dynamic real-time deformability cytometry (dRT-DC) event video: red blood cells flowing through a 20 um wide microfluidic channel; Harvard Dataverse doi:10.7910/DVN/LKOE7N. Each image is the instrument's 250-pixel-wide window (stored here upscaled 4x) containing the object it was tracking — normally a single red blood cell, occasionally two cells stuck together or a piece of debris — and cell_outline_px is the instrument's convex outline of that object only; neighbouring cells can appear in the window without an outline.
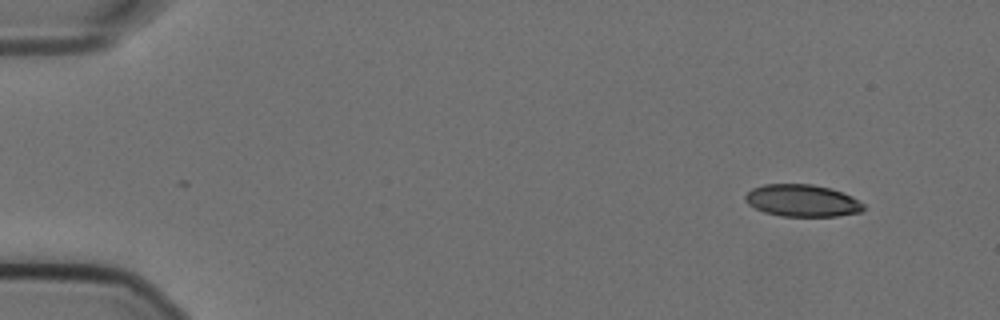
{"species": "Egyptian fruit bat (a non-hibernating species)", "species_latin": "Rousettus aegyptiacus", "temperature_condition": "cold", "stored_images_in_passage": 53, "camera_frame_rate_fps": 3000, "um_per_image_px": 0.085, "animal": {"sex": "female"}, "frame": {"image": 1, "passage_image": 1, "time_ms": 0.0, "image_size_px": [1000, 320], "cell_outline_px": [[864, 208], [860, 212], [836, 216], [780, 216], [764, 212], [748, 204], [744, 200], [744, 196], [752, 188], [764, 184], [812, 184], [832, 188], [852, 196], [864, 204]], "centroid_in_image_um": [68.18, 17.04], "position_along_channel_um": 16.8, "area_um2": 22.2}}
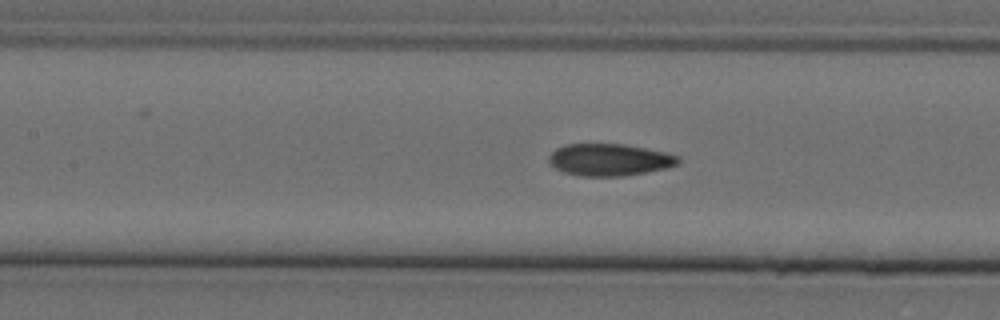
{"frame": {"image": 2, "passage_image": 22, "time_ms": 7.0, "image_size_px": [1000, 320], "cell_outline_px": [[680, 160], [676, 164], [664, 168], [644, 172], [620, 176], [580, 176], [564, 172], [556, 168], [548, 160], [548, 156], [556, 148], [564, 144], [624, 144], [664, 152], [680, 156]], "centroid_in_image_um": [51.76, 13.57], "position_along_channel_um": 155.6, "area_um2": 23.87}}
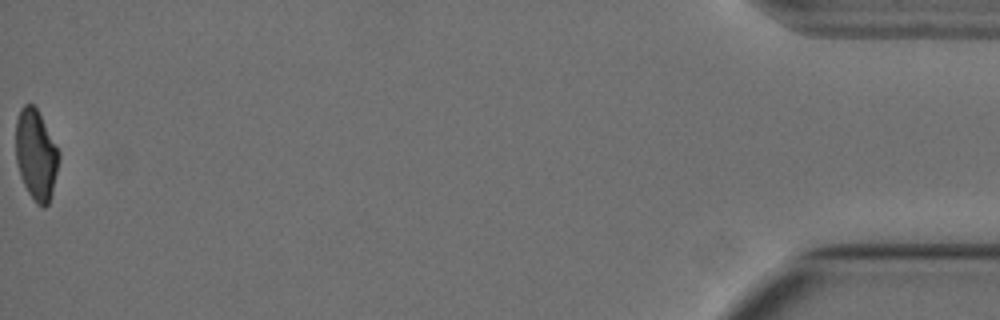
{"frame": {"image": 3, "passage_image": 53, "time_ms": 17.333, "image_size_px": [1000, 320], "cell_outline_px": [[60, 156], [52, 192], [48, 204], [44, 208], [36, 204], [28, 192], [20, 176], [16, 160], [16, 120], [20, 108], [24, 104], [32, 104], [36, 108], [60, 152]], "centroid_in_image_um": [3.05, 13.17], "position_along_channel_um": 432.1, "area_um2": 22.6}, "authors_computed_cell_mechanics": {"area_um2": 24.0448, "velocity_mm_per_s": 3.5758, "shape_relaxation_time_tau1_ms": 10.6172, "shape_relaxation_time_tau2_ms": 1.9897, "deformation_change_tau1": 0.2189, "deformation_change_tau2": 0.0669}}